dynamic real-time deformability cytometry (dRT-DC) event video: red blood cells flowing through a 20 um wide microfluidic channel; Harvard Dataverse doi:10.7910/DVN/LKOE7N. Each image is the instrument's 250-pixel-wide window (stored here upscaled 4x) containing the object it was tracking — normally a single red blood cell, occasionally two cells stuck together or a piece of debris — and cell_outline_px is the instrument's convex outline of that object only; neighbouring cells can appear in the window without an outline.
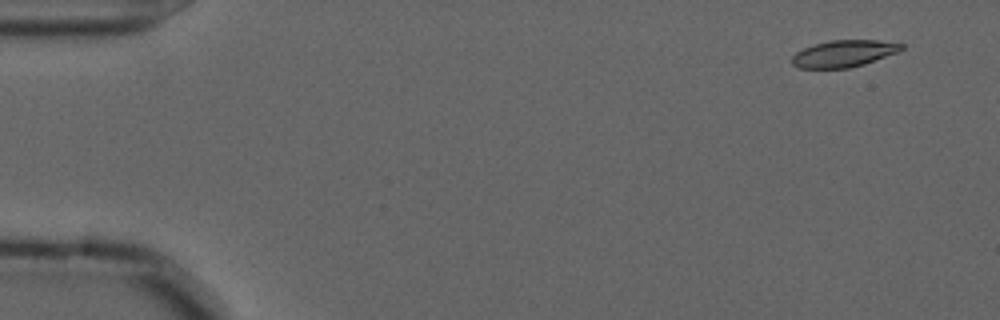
{"species": "common noctule bat (a hibernating species)", "species_latin": "Nyctalus noctula", "temperature_condition": "cold", "stored_images_in_passage": 7, "camera_frame_rate_fps": 3000, "um_per_image_px": 0.085, "animal": {"sex": "male", "forearm_length_mm": 52.5}, "frame": {"image": 1, "passage_image": 1, "time_ms": 0.0, "image_size_px": [1000, 320], "cell_outline_px": [[904, 48], [900, 52], [864, 64], [848, 68], [800, 68], [792, 64], [792, 56], [796, 52], [812, 44], [832, 40], [876, 40], [904, 44]], "centroid_in_image_um": [71.74, 4.55], "position_along_channel_um": 13.3, "area_um2": 17.17}}